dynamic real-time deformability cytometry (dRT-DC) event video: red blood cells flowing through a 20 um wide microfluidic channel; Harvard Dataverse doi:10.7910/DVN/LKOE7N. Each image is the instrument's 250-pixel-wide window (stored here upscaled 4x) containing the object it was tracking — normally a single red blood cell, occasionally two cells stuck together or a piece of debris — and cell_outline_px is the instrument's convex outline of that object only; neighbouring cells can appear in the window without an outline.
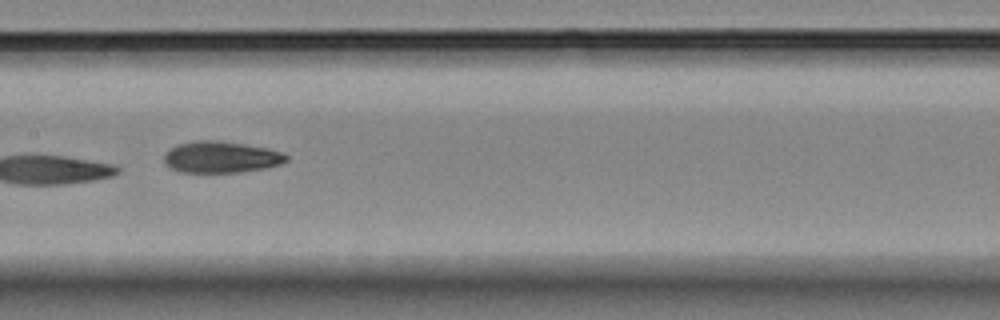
{"species": "Egyptian fruit bat (a non-hibernating species)", "species_latin": "Rousettus aegyptiacus", "temperature_condition": "room temperature", "stored_images_in_passage": 8, "camera_frame_rate_fps": 3000, "um_per_image_px": 0.085, "animal": {"sex": "female"}, "frame": {"image": 1, "passage_image": 8, "time_ms": 8.0, "image_size_px": [1000, 320], "cell_outline_px": [[288, 160], [280, 164], [264, 168], [240, 172], [180, 172], [172, 168], [164, 160], [164, 156], [176, 144], [196, 140], [216, 140], [244, 144], [268, 148], [280, 152], [288, 156]], "centroid_in_image_um": [18.8, 13.34], "position_along_channel_um": 188.6, "area_um2": 22.2}}